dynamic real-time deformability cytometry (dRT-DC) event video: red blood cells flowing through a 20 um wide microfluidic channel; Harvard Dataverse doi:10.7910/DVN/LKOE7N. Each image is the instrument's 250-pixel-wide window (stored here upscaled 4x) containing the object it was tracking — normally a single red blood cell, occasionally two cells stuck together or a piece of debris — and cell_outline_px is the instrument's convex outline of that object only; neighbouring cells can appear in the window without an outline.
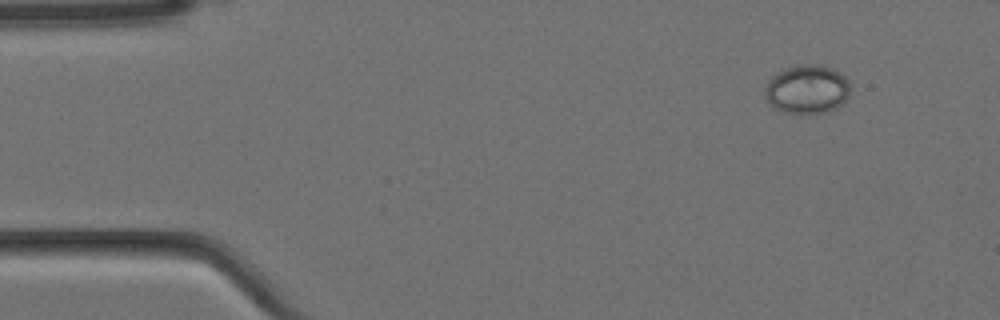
{"species": "Egyptian fruit bat (a non-hibernating species)", "species_latin": "Rousettus aegyptiacus", "temperature_condition": "cold", "stored_images_in_passage": 4, "camera_frame_rate_fps": 3000, "um_per_image_px": 0.085, "animal": {"sex": "female"}, "frame": {"image": 1, "passage_image": 1, "time_ms": 0.0, "image_size_px": [1000, 320], "cell_outline_px": [[848, 96], [844, 104], [828, 112], [808, 116], [800, 116], [784, 112], [772, 108], [764, 92], [764, 88], [772, 76], [788, 68], [800, 64], [820, 64], [832, 68], [844, 76], [848, 80]], "centroid_in_image_um": [68.6, 7.65], "position_along_channel_um": 16.4, "area_um2": 24.8}}